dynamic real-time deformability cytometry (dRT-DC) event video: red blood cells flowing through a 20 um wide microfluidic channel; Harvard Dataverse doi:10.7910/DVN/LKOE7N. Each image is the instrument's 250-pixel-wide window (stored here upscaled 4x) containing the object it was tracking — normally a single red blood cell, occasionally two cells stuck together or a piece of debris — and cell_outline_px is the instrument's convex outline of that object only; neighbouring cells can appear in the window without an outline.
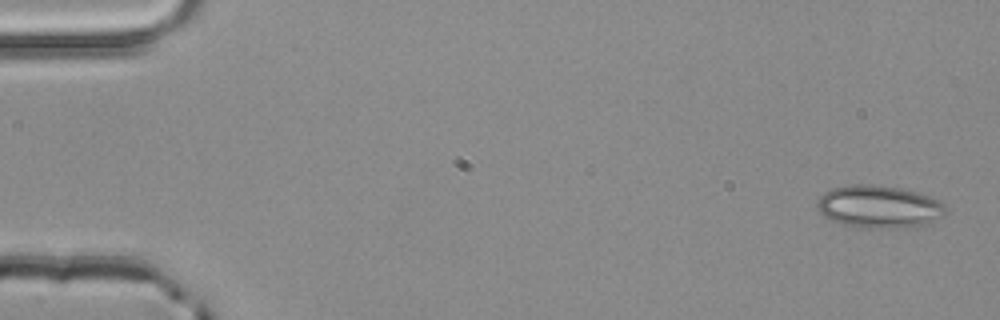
{"species": "common noctule bat (a hibernating species)", "species_latin": "Nyctalus noctula", "temperature_condition": "room temperature", "stored_images_in_passage": 4, "camera_frame_rate_fps": 3000, "um_per_image_px": 0.085, "animal": {"sex": "male", "body_mass_g": 20.4}, "frame": {"image": 1, "passage_image": 1, "time_ms": 0.0, "image_size_px": [1000, 320], "cell_outline_px": [[944, 212], [928, 224], [896, 228], [864, 228], [844, 224], [832, 220], [824, 216], [816, 208], [816, 204], [820, 196], [824, 192], [832, 188], [852, 184], [868, 184], [900, 188], [916, 192], [940, 200], [944, 204]], "centroid_in_image_um": [74.66, 17.56], "position_along_channel_um": 10.3, "area_um2": 31.62}}